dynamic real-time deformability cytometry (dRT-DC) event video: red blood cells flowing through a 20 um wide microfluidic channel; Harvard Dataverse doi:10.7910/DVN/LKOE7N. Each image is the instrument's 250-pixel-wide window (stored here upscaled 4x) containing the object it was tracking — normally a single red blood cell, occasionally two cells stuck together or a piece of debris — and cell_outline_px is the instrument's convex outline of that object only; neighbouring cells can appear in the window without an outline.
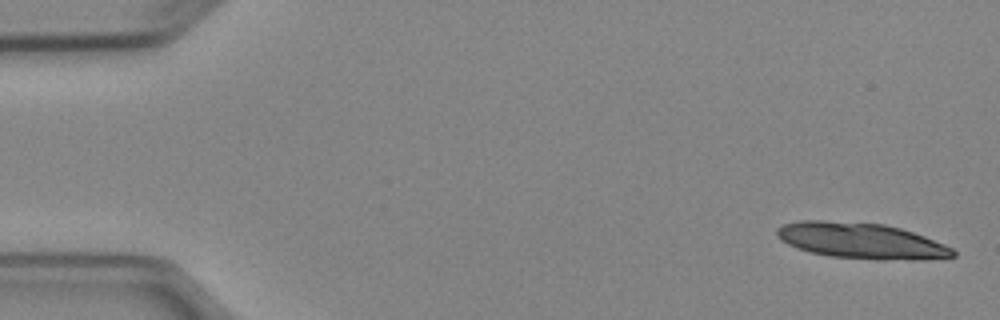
{"species": "Egyptian fruit bat (a non-hibernating species)", "species_latin": "Rousettus aegyptiacus", "temperature_condition": "cold", "stored_images_in_passage": 4, "camera_frame_rate_fps": 3000, "um_per_image_px": 0.085, "animal": {"sex": "female"}, "frame": {"image": 1, "passage_image": 1, "time_ms": 0.0, "image_size_px": [1000, 320], "cell_outline_px": [[956, 256], [924, 260], [876, 260], [828, 256], [796, 248], [780, 240], [776, 236], [776, 228], [784, 224], [800, 220], [824, 220], [884, 224], [900, 228], [924, 236], [944, 244], [952, 248], [956, 252]], "centroid_in_image_um": [73.19, 20.47], "position_along_channel_um": 11.8, "area_um2": 37.05}}